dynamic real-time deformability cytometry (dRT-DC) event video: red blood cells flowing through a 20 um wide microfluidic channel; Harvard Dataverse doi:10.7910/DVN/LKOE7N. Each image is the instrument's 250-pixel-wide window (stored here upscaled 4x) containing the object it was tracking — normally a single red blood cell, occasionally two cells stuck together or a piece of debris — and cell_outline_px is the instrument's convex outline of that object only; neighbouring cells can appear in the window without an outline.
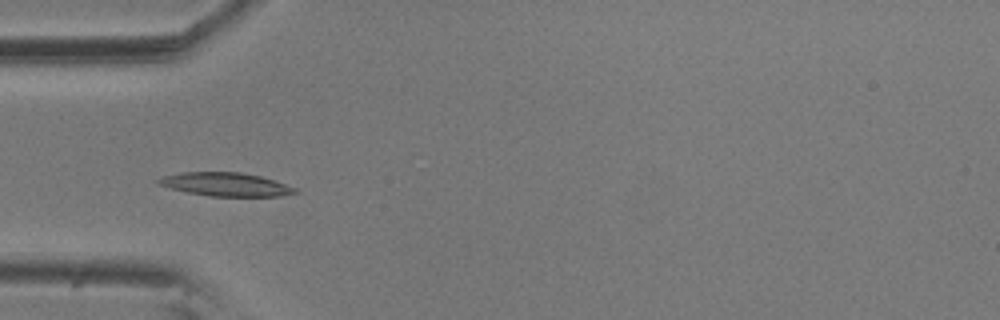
{"species": "common noctule bat (a hibernating species)", "species_latin": "Nyctalus noctula", "temperature_condition": "room temperature", "stored_images_in_passage": 5, "camera_frame_rate_fps": 3000, "um_per_image_px": 0.085, "animal": {"sex": "male", "body_mass_g": 20.5, "forearm_length_mm": 52.5}, "frame": {"image": 1, "passage_image": 1, "time_ms": 0.0, "image_size_px": [1000, 320], "cell_outline_px": [[300, 192], [280, 196], [212, 196], [188, 192], [156, 184], [156, 180], [164, 176], [184, 172], [240, 172], [260, 176], [296, 188]], "centroid_in_image_um": [19.19, 15.67], "position_along_channel_um": 65.8, "area_um2": 18.44}}
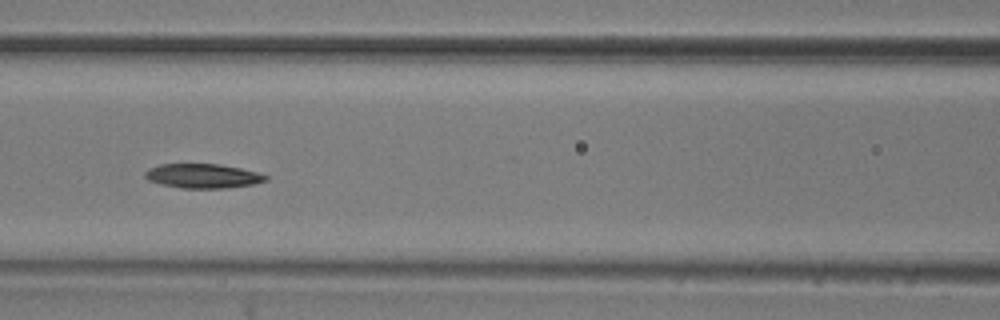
{"frame": {"image": 2, "passage_image": 3, "time_ms": 0.667, "image_size_px": [1000, 320], "cell_outline_px": [[268, 180], [256, 184], [224, 188], [180, 188], [160, 184], [148, 180], [144, 176], [144, 172], [148, 168], [160, 164], [220, 164], [240, 168], [256, 172], [268, 176]], "centroid_in_image_um": [17.22, 14.96], "position_along_channel_um": 149.4, "area_um2": 17.22}}
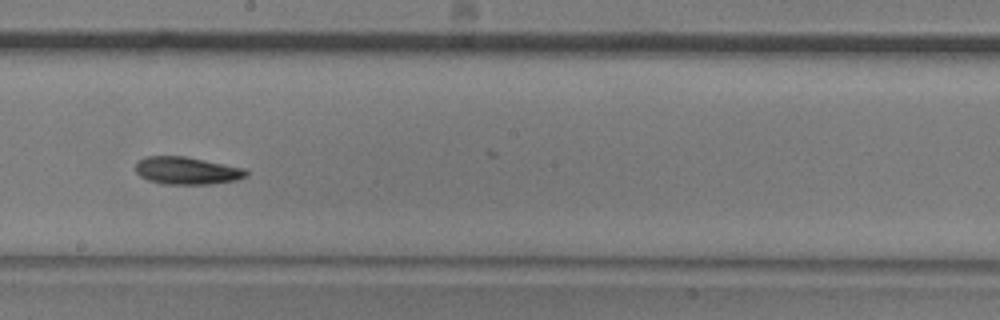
{"frame": {"image": 3, "passage_image": 5, "time_ms": 1.333, "image_size_px": [1000, 320], "cell_outline_px": [[248, 176], [236, 180], [208, 184], [164, 184], [148, 180], [140, 176], [136, 172], [136, 164], [144, 156], [184, 156], [244, 168], [248, 172]], "centroid_in_image_um": [15.88, 14.5], "position_along_channel_um": 232.3, "area_um2": 17.63}}